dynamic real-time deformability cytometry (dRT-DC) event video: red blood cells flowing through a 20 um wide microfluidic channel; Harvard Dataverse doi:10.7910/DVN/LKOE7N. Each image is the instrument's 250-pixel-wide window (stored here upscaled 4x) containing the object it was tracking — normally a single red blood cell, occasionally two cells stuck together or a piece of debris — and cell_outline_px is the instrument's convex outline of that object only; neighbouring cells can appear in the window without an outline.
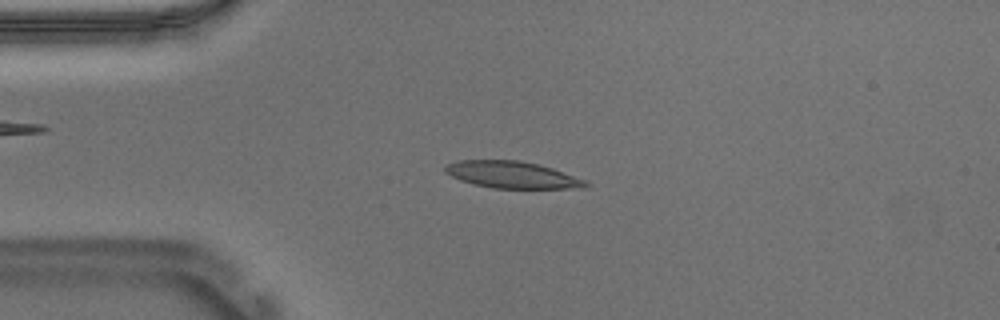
{"species": "Egyptian fruit bat (a non-hibernating species)", "species_latin": "Rousettus aegyptiacus", "temperature_condition": "warm", "stored_images_in_passage": 53, "camera_frame_rate_fps": 3000, "um_per_image_px": 0.085, "animal": {"sex": "male"}, "frame": {"image": 1, "passage_image": 12, "time_ms": 3.667, "image_size_px": [1000, 320], "cell_outline_px": [[592, 184], [584, 188], [492, 188], [460, 180], [444, 172], [444, 168], [448, 164], [456, 160], [520, 160], [552, 168], [588, 180]], "centroid_in_image_um": [43.58, 14.86], "position_along_channel_um": 41.4, "area_um2": 22.02}}
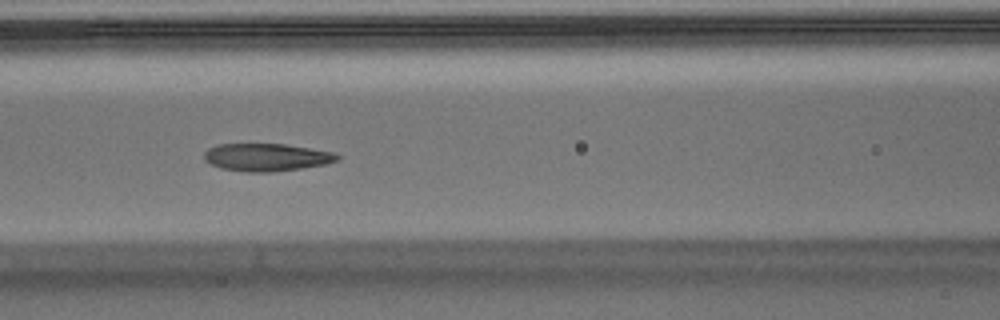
{"frame": {"image": 2, "passage_image": 22, "time_ms": 7.0, "image_size_px": [1000, 320], "cell_outline_px": [[340, 160], [324, 164], [304, 168], [272, 172], [248, 172], [220, 168], [204, 160], [204, 152], [208, 148], [216, 144], [284, 144], [332, 152], [340, 156]], "centroid_in_image_um": [22.63, 13.37], "position_along_channel_um": 144.0, "area_um2": 21.44}}
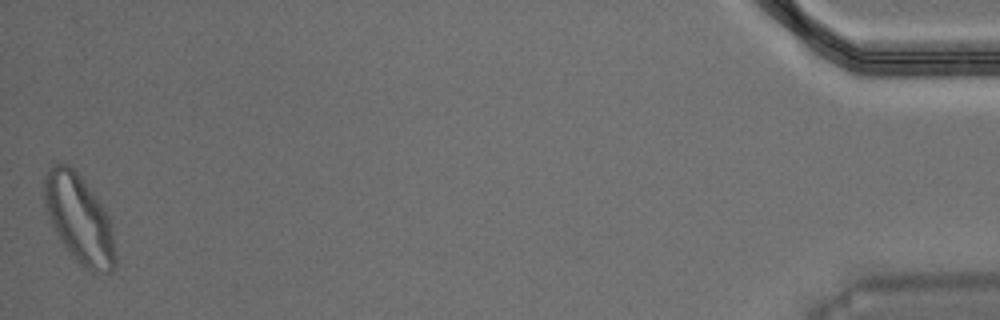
{"frame": {"image": 3, "passage_image": 53, "time_ms": 17.333, "image_size_px": [1000, 320], "cell_outline_px": [[116, 264], [112, 272], [92, 272], [84, 268], [76, 260], [60, 240], [48, 220], [44, 208], [44, 176], [52, 164], [68, 164], [80, 176], [104, 208], [112, 224], [116, 256]], "centroid_in_image_um": [6.72, 18.63], "position_along_channel_um": 428.5, "area_um2": 36.7}, "authors_computed_cell_mechanics": {"area_um2": 22.3108, "velocity_mm_per_s": 3.6763, "shape_relaxation_time_tau1_ms": 4.4065, "shape_relaxation_time_tau2_ms": 1.5193, "deformation_change_tau1": 0.1844, "deformation_change_tau2": 0.0879}}